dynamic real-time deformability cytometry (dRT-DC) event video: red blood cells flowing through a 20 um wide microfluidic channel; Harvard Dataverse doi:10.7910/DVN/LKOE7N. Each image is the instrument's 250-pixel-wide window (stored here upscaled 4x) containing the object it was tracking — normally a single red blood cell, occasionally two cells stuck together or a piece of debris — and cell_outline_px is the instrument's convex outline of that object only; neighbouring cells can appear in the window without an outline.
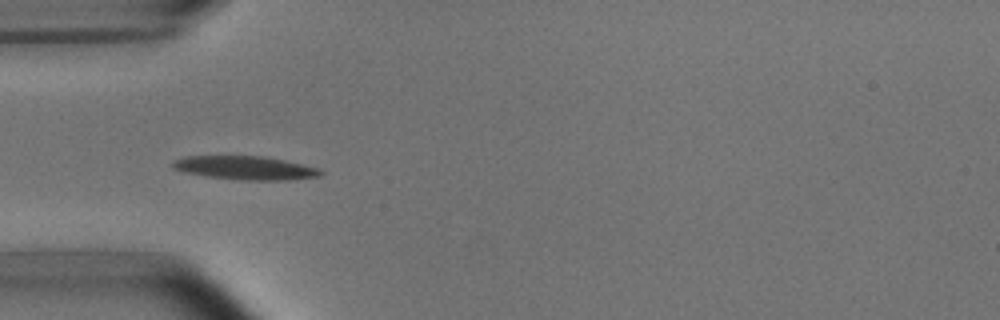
{"species": "common noctule bat (a hibernating species)", "species_latin": "Nyctalus noctula", "temperature_condition": "room temperature", "stored_images_in_passage": 13, "camera_frame_rate_fps": 3000, "um_per_image_px": 0.085, "animal": {"sex": "male", "body_mass_g": 15.6}, "frame": {"image": 1, "passage_image": 3, "time_ms": 2.333, "image_size_px": [1000, 320], "cell_outline_px": [[324, 172], [320, 176], [288, 180], [240, 180], [208, 176], [184, 172], [172, 168], [172, 160], [184, 156], [264, 156], [284, 160], [316, 168]], "centroid_in_image_um": [20.8, 14.27], "position_along_channel_um": 64.2, "area_um2": 20.23}}
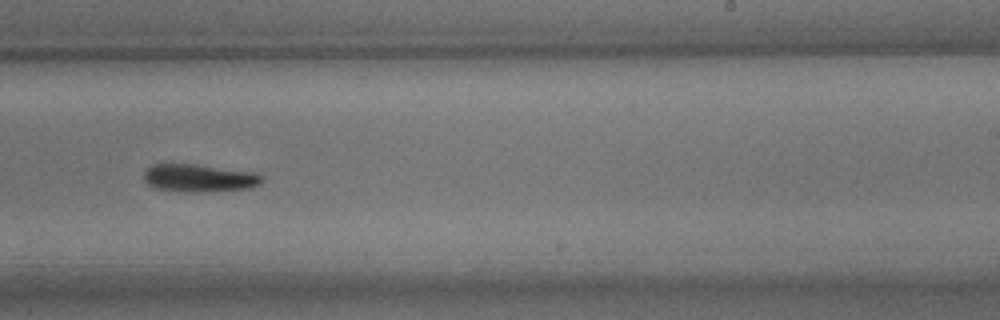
{"frame": {"image": 2, "passage_image": 8, "time_ms": 8.0, "image_size_px": [1000, 320], "cell_outline_px": [[264, 180], [260, 184], [248, 188], [204, 192], [188, 192], [152, 188], [144, 180], [144, 172], [152, 164], [192, 164], [256, 172], [264, 176]], "centroid_in_image_um": [16.94, 15.14], "position_along_channel_um": 272.1, "area_um2": 19.19}}
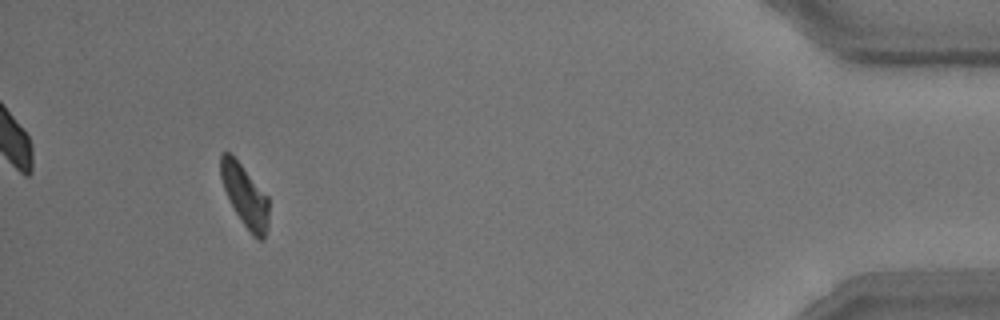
{"frame": {"image": 3, "passage_image": 12, "time_ms": 13.667, "image_size_px": [1000, 320], "cell_outline_px": [[268, 228], [264, 240], [256, 240], [252, 236], [236, 212], [224, 188], [220, 176], [220, 152], [232, 152], [268, 196]], "centroid_in_image_um": [20.83, 16.6], "position_along_channel_um": 414.4, "area_um2": 17.57}, "authors_computed_cell_mechanics": {"area_um2": 19.3052, "velocity_mm_per_s": 3.6833, "shape_relaxation_time_tau1_ms": 3.5309, "shape_relaxation_time_tau2_ms": null, "deformation_change_tau1": 0.1235, "deformation_change_tau2": null}}